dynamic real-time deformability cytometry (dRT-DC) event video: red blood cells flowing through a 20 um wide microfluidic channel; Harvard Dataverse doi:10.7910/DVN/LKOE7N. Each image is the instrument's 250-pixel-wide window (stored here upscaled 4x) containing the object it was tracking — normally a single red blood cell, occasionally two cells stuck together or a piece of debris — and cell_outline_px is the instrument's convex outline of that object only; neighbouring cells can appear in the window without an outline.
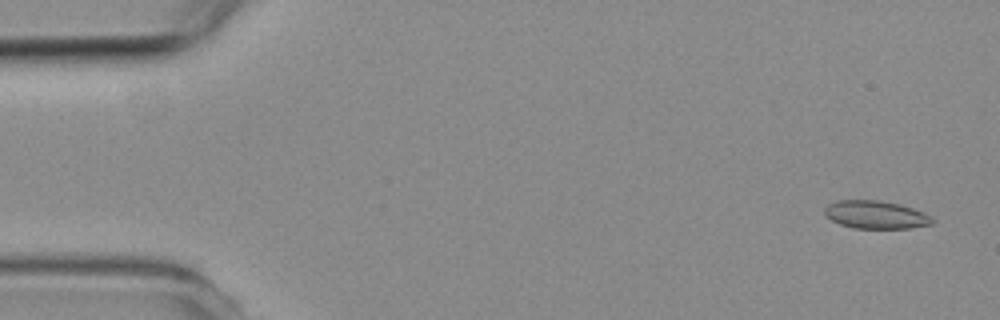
{"species": "common noctule bat (a hibernating species)", "species_latin": "Nyctalus noctula", "temperature_condition": "room temperature", "stored_images_in_passage": 5, "camera_frame_rate_fps": 3000, "um_per_image_px": 0.085, "animal": {"sex": "female", "body_mass_g": 19.3, "forearm_length_mm": 54.1}, "frame": {"image": 1, "passage_image": 1, "time_ms": 0.0, "image_size_px": [1000, 320], "cell_outline_px": [[936, 220], [932, 224], [908, 228], [852, 228], [840, 224], [832, 220], [824, 212], [824, 208], [828, 204], [836, 200], [880, 200], [900, 204], [924, 212], [932, 216]], "centroid_in_image_um": [74.46, 18.24], "position_along_channel_um": 10.5, "area_um2": 17.63}}
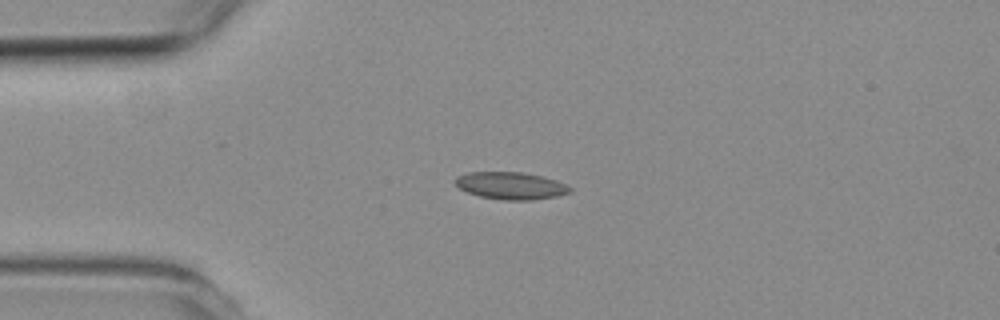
{"frame": {"image": 2, "passage_image": 4, "time_ms": 3.333, "image_size_px": [1000, 320], "cell_outline_px": [[572, 192], [556, 196], [532, 200], [504, 200], [480, 196], [468, 192], [460, 188], [452, 180], [456, 176], [468, 172], [524, 172], [556, 180], [572, 188]], "centroid_in_image_um": [43.4, 15.78], "position_along_channel_um": 41.6, "area_um2": 18.21}}
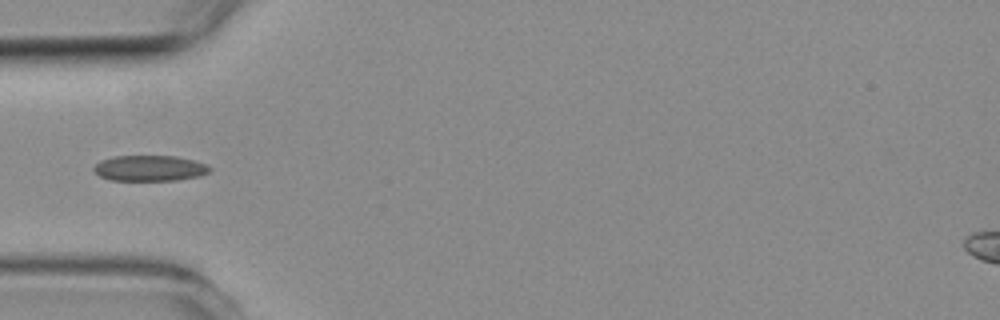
{"frame": {"image": 3, "passage_image": 5, "time_ms": 4.667, "image_size_px": [1000, 320], "cell_outline_px": [[212, 168], [208, 172], [200, 176], [176, 180], [108, 180], [100, 176], [92, 168], [100, 160], [112, 156], [176, 156], [208, 164]], "centroid_in_image_um": [12.72, 14.29], "position_along_channel_um": 72.3, "area_um2": 17.4}}